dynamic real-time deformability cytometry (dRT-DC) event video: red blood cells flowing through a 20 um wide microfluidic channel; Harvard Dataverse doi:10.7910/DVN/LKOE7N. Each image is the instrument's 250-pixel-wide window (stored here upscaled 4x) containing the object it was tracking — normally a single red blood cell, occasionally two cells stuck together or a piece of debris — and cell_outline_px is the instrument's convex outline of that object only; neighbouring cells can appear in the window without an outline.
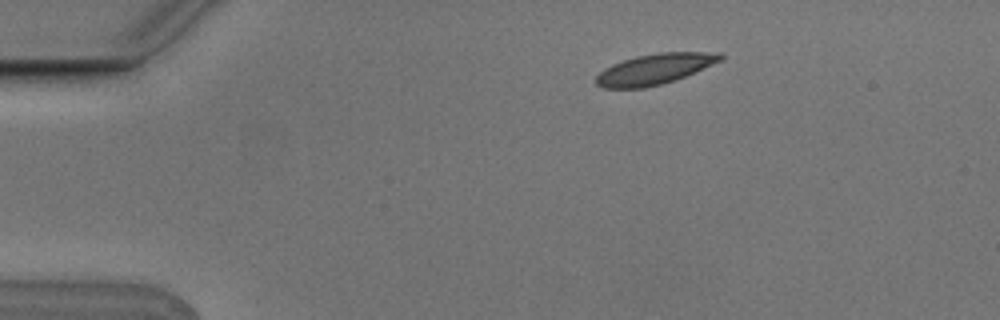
{"species": "Egyptian fruit bat (a non-hibernating species)", "species_latin": "Rousettus aegyptiacus", "temperature_condition": "cold", "stored_images_in_passage": 2, "camera_frame_rate_fps": 3000, "um_per_image_px": 0.085, "animal": {"sex": "male"}, "frame": {"image": 1, "passage_image": 2, "time_ms": 0.333, "image_size_px": [1000, 320], "cell_outline_px": [[724, 60], [676, 80], [644, 88], [600, 88], [596, 84], [596, 76], [604, 68], [612, 64], [636, 56], [660, 52], [724, 52]], "centroid_in_image_um": [55.69, 5.86], "position_along_channel_um": 29.3, "area_um2": 22.37}}